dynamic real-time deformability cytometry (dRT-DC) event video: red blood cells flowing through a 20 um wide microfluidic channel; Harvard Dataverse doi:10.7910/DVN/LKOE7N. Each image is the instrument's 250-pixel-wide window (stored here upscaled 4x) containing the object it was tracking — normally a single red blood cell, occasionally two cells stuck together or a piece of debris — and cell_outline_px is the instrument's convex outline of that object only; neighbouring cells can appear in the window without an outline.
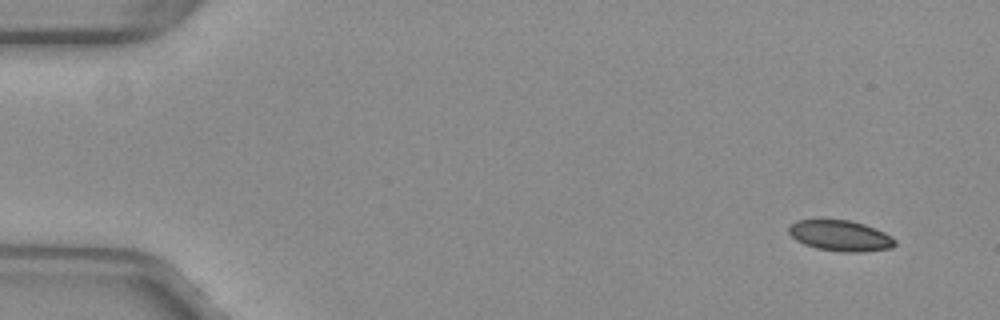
{"species": "common noctule bat (a hibernating species)", "species_latin": "Nyctalus noctula", "temperature_condition": "warm", "stored_images_in_passage": 10, "camera_frame_rate_fps": 3000, "um_per_image_px": 0.085, "animal": {"sex": "female", "body_mass_g": 29.2, "forearm_length_mm": 56.3}, "frame": {"image": 1, "passage_image": 3, "time_ms": 0.667, "image_size_px": [1000, 320], "cell_outline_px": [[896, 244], [892, 248], [860, 252], [844, 252], [816, 248], [804, 244], [796, 240], [788, 232], [788, 228], [796, 220], [820, 216], [848, 220], [864, 224], [876, 228], [884, 232], [896, 240]], "centroid_in_image_um": [71.38, 19.98], "position_along_channel_um": 13.6, "area_um2": 19.71}}